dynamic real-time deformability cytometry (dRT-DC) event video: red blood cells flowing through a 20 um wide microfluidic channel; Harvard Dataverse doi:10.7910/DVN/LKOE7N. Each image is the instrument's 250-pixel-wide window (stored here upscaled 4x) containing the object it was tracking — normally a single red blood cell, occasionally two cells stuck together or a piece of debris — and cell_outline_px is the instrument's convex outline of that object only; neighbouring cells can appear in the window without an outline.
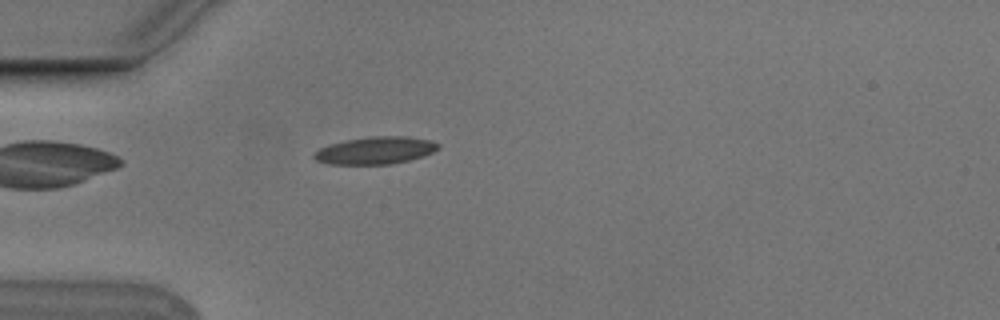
{"species": "Egyptian fruit bat (a non-hibernating species)", "species_latin": "Rousettus aegyptiacus", "temperature_condition": "cold", "stored_images_in_passage": 4, "camera_frame_rate_fps": 3000, "um_per_image_px": 0.085, "animal": {"sex": "male"}, "frame": {"image": 1, "passage_image": 4, "time_ms": 1.0, "image_size_px": [1000, 320], "cell_outline_px": [[440, 144], [432, 152], [424, 156], [392, 164], [328, 164], [316, 160], [312, 156], [320, 148], [332, 144], [348, 140], [372, 136], [404, 136], [428, 140]], "centroid_in_image_um": [31.9, 12.79], "position_along_channel_um": 53.1, "area_um2": 19.42}}